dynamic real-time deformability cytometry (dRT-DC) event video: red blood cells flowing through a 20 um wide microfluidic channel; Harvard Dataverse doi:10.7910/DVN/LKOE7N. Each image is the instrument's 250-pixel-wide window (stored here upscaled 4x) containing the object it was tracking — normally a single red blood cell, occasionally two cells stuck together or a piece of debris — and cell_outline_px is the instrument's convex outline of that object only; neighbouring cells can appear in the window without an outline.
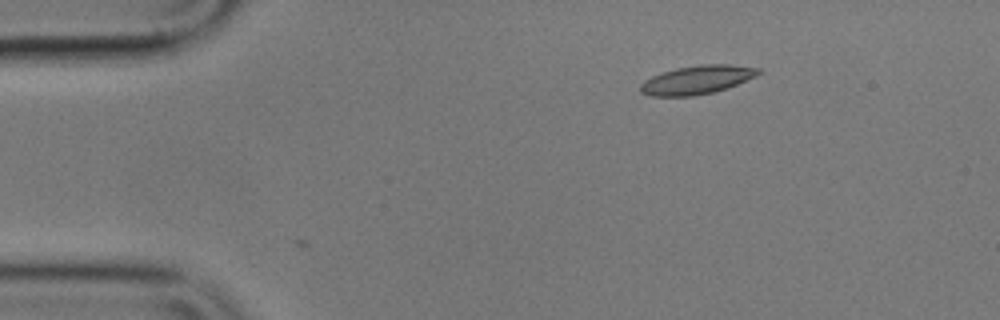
{"species": "common noctule bat (a hibernating species)", "species_latin": "Nyctalus noctula", "temperature_condition": "cold", "stored_images_in_passage": 48, "camera_frame_rate_fps": 3000, "um_per_image_px": 0.085, "animal": {"sex": "male", "body_mass_g": 17.9}, "frame": {"image": 1, "passage_image": 1, "time_ms": 0.0, "image_size_px": [1000, 320], "cell_outline_px": [[760, 72], [756, 76], [736, 84], [712, 92], [692, 96], [652, 96], [640, 92], [640, 84], [644, 80], [652, 76], [676, 68], [700, 64], [728, 64], [760, 68]], "centroid_in_image_um": [59.21, 6.78], "position_along_channel_um": 25.8, "area_um2": 19.42}}
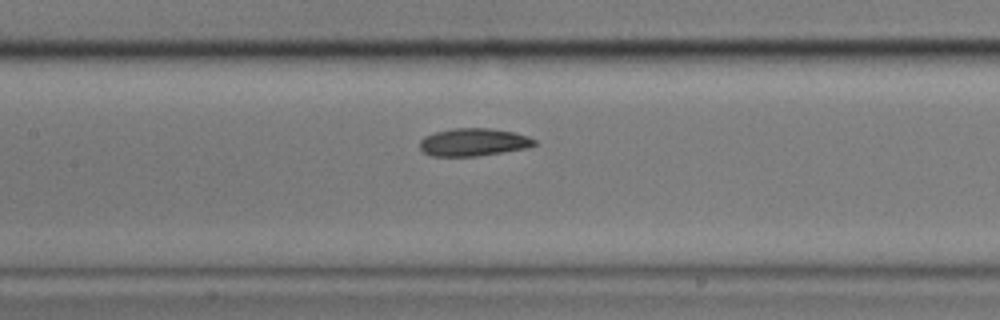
{"frame": {"image": 2, "passage_image": 18, "time_ms": 5.667, "image_size_px": [1000, 320], "cell_outline_px": [[536, 144], [528, 148], [476, 156], [432, 156], [424, 152], [420, 148], [420, 140], [424, 136], [436, 132], [452, 128], [488, 128], [512, 132], [528, 136], [536, 140]], "centroid_in_image_um": [40.24, 12.08], "position_along_channel_um": 167.2, "area_um2": 18.44}}
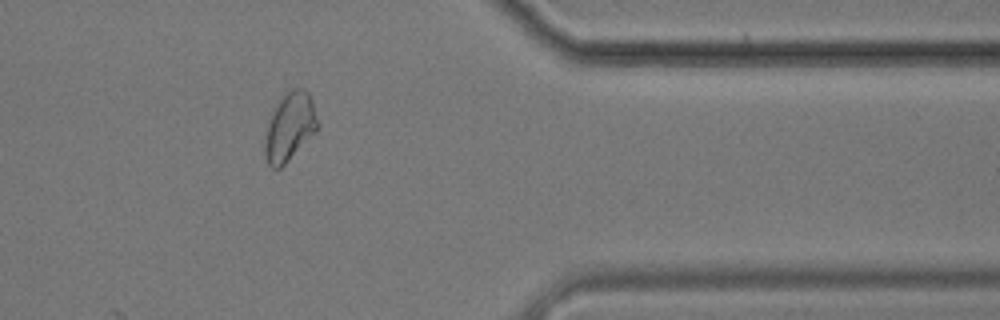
{"frame": {"image": 3, "passage_image": 38, "time_ms": 12.333, "image_size_px": [1000, 320], "cell_outline_px": [[320, 124], [316, 132], [280, 168], [272, 168], [268, 164], [264, 156], [264, 136], [272, 108], [284, 92], [292, 88], [304, 88], [308, 92], [312, 100]], "centroid_in_image_um": [24.61, 10.74], "position_along_channel_um": 386.8, "area_um2": 21.44}, "authors_computed_cell_mechanics": {"area_um2": 19.3341, "velocity_mm_per_s": 3.5599, "shape_relaxation_time_tau1_ms": 5.8258, "shape_relaxation_time_tau2_ms": 5.3268, "deformation_change_tau1": 0.1385, "deformation_change_tau2": 0.0848}}